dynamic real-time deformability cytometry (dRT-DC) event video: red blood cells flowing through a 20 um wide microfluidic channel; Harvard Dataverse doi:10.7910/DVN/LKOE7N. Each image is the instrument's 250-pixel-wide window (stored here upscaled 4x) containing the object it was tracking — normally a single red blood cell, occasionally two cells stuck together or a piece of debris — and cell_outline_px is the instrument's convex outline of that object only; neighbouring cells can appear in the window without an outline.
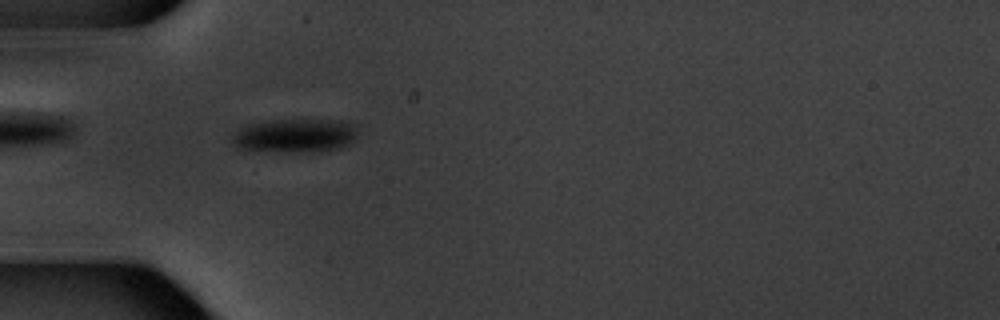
{"species": "common noctule bat (a hibernating species)", "species_latin": "Nyctalus noctula", "temperature_condition": "warm", "stored_images_in_passage": 6, "camera_frame_rate_fps": 3000, "um_per_image_px": 0.085, "animal": {"sex": "male", "body_mass_g": 20.1, "forearm_length_mm": 53.5}, "frame": {"image": 1, "passage_image": 5, "time_ms": 4.667, "image_size_px": [1000, 320], "cell_outline_px": [[356, 136], [352, 144], [340, 148], [320, 152], [296, 152], [236, 148], [232, 144], [232, 136], [240, 128], [248, 124], [272, 120], [344, 120], [356, 124]], "centroid_in_image_um": [25.14, 11.52], "position_along_channel_um": 59.9, "area_um2": 24.91}}